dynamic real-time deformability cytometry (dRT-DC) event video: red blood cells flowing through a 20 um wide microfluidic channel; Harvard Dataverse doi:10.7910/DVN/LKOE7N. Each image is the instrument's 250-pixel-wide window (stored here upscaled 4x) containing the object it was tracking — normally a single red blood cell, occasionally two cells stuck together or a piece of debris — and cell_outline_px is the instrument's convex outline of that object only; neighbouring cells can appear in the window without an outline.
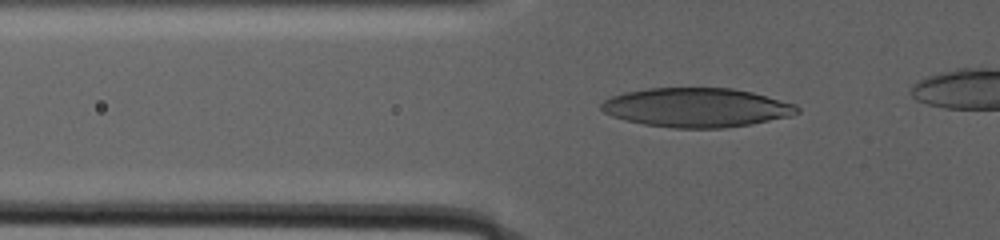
{"species": "human", "species_latin": "Homo sapiens", "temperature_condition": "warm", "stored_images_in_passage": 60, "camera_frame_rate_fps": 3000, "um_per_image_px": 0.085, "donor": {"sex": "male"}, "frame": {"image": 1, "passage_image": 3, "time_ms": 1.333, "image_size_px": [1000, 240], "cell_outline_px": [[800, 112], [792, 116], [752, 124], [724, 128], [672, 128], [644, 124], [612, 116], [604, 112], [600, 108], [600, 104], [604, 100], [612, 96], [624, 92], [648, 88], [732, 88], [752, 92], [796, 104], [800, 108]], "centroid_in_image_um": [59.23, 9.14], "position_along_channel_um": 66.6, "area_um2": 44.85}}
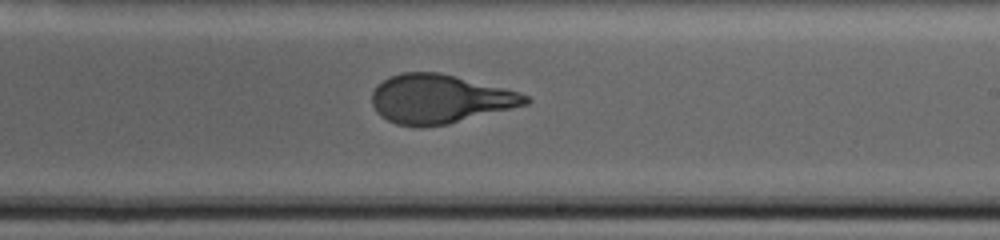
{"frame": {"image": 2, "passage_image": 30, "time_ms": 10.333, "image_size_px": [1000, 240], "cell_outline_px": [[532, 100], [528, 104], [448, 124], [420, 128], [396, 124], [380, 116], [376, 112], [372, 104], [372, 92], [376, 84], [392, 76], [404, 72], [440, 72], [520, 92], [528, 96]], "centroid_in_image_um": [37.36, 8.42], "position_along_channel_um": 251.6, "area_um2": 43.87}}
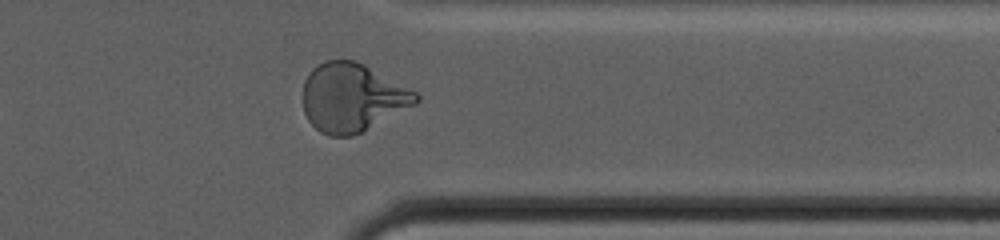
{"frame": {"image": 3, "passage_image": 49, "time_ms": 16.333, "image_size_px": [1000, 240], "cell_outline_px": [[420, 100], [416, 104], [352, 136], [328, 136], [320, 132], [308, 120], [304, 112], [304, 80], [308, 72], [316, 64], [324, 60], [352, 60], [364, 64], [416, 92], [420, 96]], "centroid_in_image_um": [29.91, 8.28], "position_along_channel_um": 381.5, "area_um2": 44.8}}